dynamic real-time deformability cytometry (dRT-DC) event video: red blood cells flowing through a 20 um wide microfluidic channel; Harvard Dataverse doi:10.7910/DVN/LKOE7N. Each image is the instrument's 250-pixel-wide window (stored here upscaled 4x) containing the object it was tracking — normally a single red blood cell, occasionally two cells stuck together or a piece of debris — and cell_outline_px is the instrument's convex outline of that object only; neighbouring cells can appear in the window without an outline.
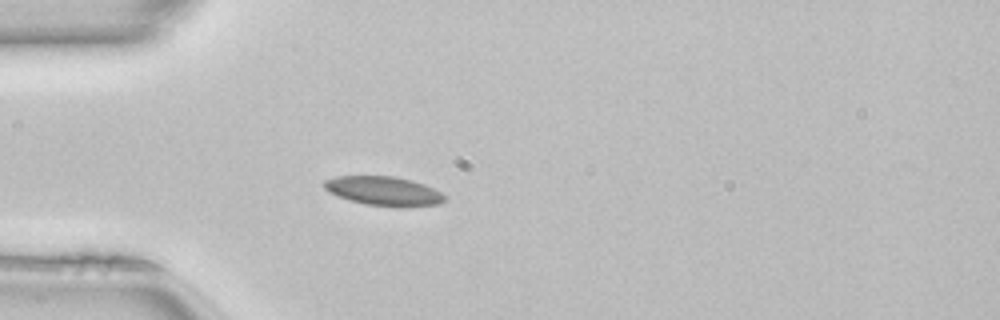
{"species": "common noctule bat (a hibernating species)", "species_latin": "Nyctalus noctula", "temperature_condition": "room temperature", "stored_images_in_passage": 37, "camera_frame_rate_fps": 3000, "um_per_image_px": 0.085, "animal": {"sex": "female", "body_mass_g": 22.7, "forearm_length_mm": 54.2}, "frame": {"image": 1, "passage_image": 1, "time_ms": 0.0, "image_size_px": [1000, 320], "cell_outline_px": [[448, 200], [440, 204], [404, 208], [364, 204], [328, 192], [320, 184], [324, 180], [336, 176], [396, 176], [412, 180], [424, 184], [448, 196]], "centroid_in_image_um": [32.66, 16.24], "position_along_channel_um": 52.3, "area_um2": 20.87}}
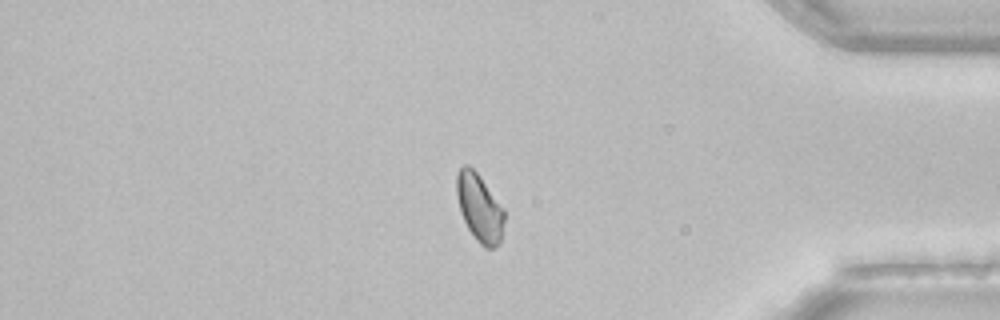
{"frame": {"image": 2, "passage_image": 29, "time_ms": 9.333, "image_size_px": [1000, 320], "cell_outline_px": [[504, 224], [500, 244], [496, 248], [484, 248], [476, 240], [468, 228], [460, 212], [456, 196], [456, 176], [460, 168], [464, 164], [468, 164], [480, 176], [504, 208]], "centroid_in_image_um": [40.76, 17.67], "position_along_channel_um": 394.4, "area_um2": 19.07}}
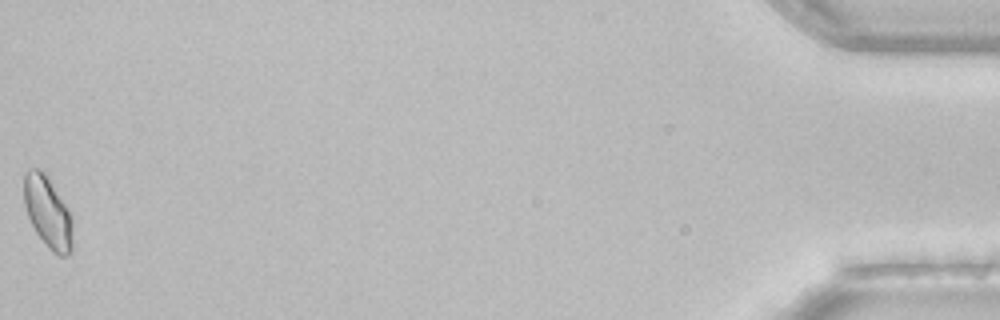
{"frame": {"image": 3, "passage_image": 37, "time_ms": 12.0, "image_size_px": [1000, 320], "cell_outline_px": [[72, 252], [68, 256], [60, 256], [52, 252], [48, 248], [36, 232], [28, 216], [24, 204], [24, 172], [28, 168], [40, 168], [48, 176], [68, 208], [72, 220]], "centroid_in_image_um": [4.07, 18.03], "position_along_channel_um": 431.1, "area_um2": 20.52}}